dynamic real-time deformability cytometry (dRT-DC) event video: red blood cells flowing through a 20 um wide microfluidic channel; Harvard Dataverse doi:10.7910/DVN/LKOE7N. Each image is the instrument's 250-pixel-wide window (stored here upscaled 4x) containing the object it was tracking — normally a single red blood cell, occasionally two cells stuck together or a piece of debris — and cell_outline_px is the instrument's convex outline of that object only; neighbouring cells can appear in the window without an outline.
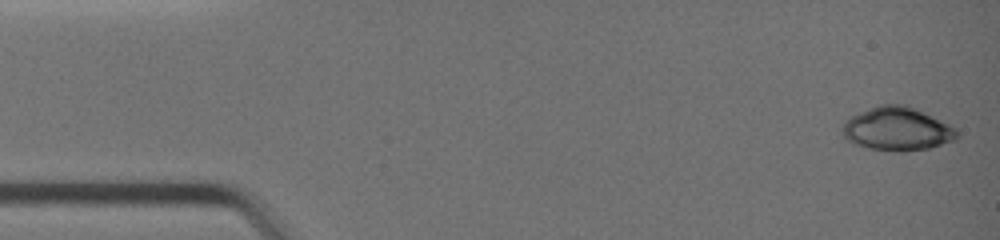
{"species": "common noctule bat (a hibernating species)", "species_latin": "Nyctalus noctula", "temperature_condition": "warm", "stored_images_in_passage": 40, "camera_frame_rate_fps": 3000, "um_per_image_px": 0.085, "animal": {"sex": "female", "body_mass_g": 19.0, "forearm_length_mm": 51.5}, "frame": {"image": 1, "passage_image": 1, "time_ms": 0.0, "image_size_px": [1000, 240], "cell_outline_px": [[960, 136], [956, 140], [928, 148], [904, 152], [900, 152], [868, 148], [856, 144], [848, 140], [840, 132], [840, 128], [852, 116], [860, 112], [880, 104], [908, 104], [948, 124]], "centroid_in_image_um": [76.25, 10.96], "position_along_channel_um": 8.8, "area_um2": 28.9}}
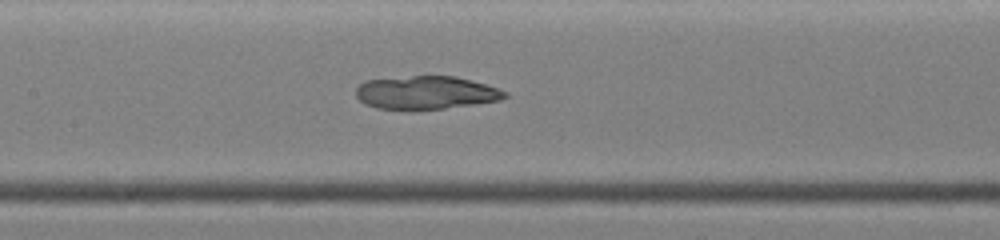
{"frame": {"image": 2, "passage_image": 19, "time_ms": 6.0, "image_size_px": [1000, 240], "cell_outline_px": [[508, 96], [500, 100], [476, 104], [412, 112], [376, 108], [364, 104], [356, 96], [356, 88], [364, 80], [412, 76], [456, 76], [484, 84], [508, 92]], "centroid_in_image_um": [36.16, 7.9], "position_along_channel_um": 171.2, "area_um2": 29.36}}
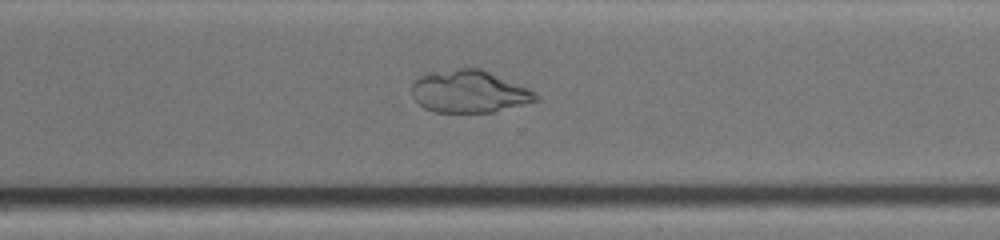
{"frame": {"image": 3, "passage_image": 29, "time_ms": 9.333, "image_size_px": [1000, 240], "cell_outline_px": [[540, 100], [496, 112], [436, 112], [424, 108], [412, 96], [412, 84], [416, 76], [424, 72], [460, 68], [480, 68], [528, 88], [536, 92], [540, 96]], "centroid_in_image_um": [39.87, 7.77], "position_along_channel_um": 330.7, "area_um2": 31.04}}